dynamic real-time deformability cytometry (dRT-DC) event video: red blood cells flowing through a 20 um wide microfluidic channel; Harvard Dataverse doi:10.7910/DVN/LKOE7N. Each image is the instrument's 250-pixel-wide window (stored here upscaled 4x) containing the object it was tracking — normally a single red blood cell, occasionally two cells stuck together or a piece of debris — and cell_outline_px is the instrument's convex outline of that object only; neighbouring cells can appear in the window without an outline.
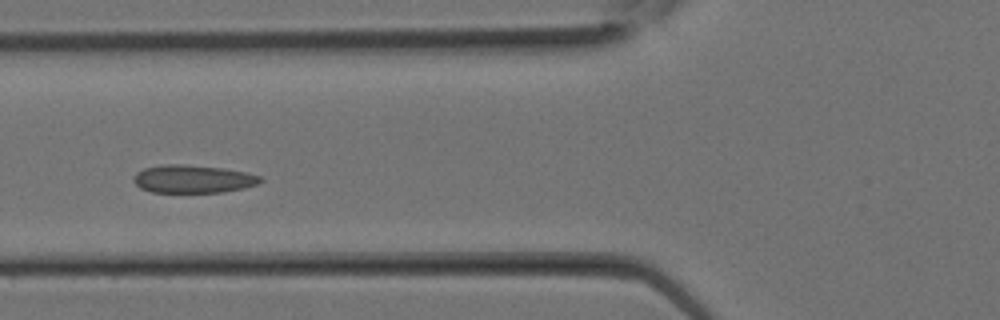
{"species": "Egyptian fruit bat (a non-hibernating species)", "species_latin": "Rousettus aegyptiacus", "temperature_condition": "room temperature", "stored_images_in_passage": 13, "camera_frame_rate_fps": 3000, "um_per_image_px": 0.085, "animal": {"sex": "female"}, "frame": {"image": 1, "passage_image": 10, "time_ms": 3.0, "image_size_px": [1000, 320], "cell_outline_px": [[264, 180], [256, 184], [244, 188], [224, 192], [152, 192], [140, 188], [132, 180], [132, 176], [136, 172], [144, 168], [160, 164], [180, 164], [224, 168], [248, 172], [264, 176]], "centroid_in_image_um": [16.42, 15.2], "position_along_channel_um": 109.4, "area_um2": 20.98}}
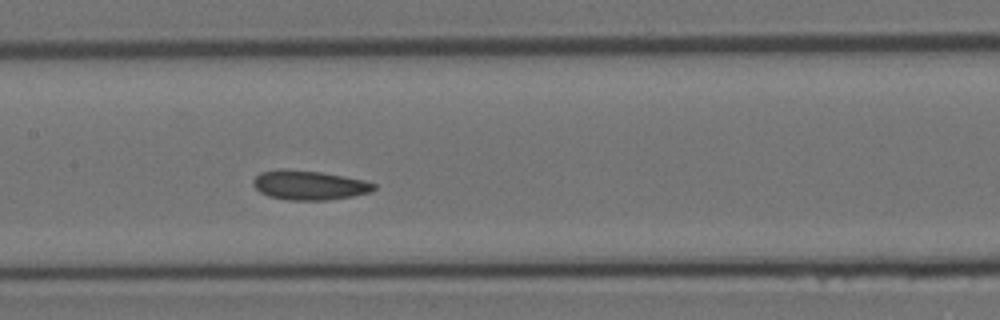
{"frame": {"image": 2, "passage_image": 13, "time_ms": 4.0, "image_size_px": [1000, 320], "cell_outline_px": [[376, 188], [372, 192], [352, 196], [324, 200], [288, 200], [268, 196], [260, 192], [252, 184], [252, 180], [260, 172], [280, 168], [284, 168], [320, 172], [344, 176], [364, 180], [376, 184]], "centroid_in_image_um": [26.26, 15.73], "position_along_channel_um": 181.1, "area_um2": 20.81}}